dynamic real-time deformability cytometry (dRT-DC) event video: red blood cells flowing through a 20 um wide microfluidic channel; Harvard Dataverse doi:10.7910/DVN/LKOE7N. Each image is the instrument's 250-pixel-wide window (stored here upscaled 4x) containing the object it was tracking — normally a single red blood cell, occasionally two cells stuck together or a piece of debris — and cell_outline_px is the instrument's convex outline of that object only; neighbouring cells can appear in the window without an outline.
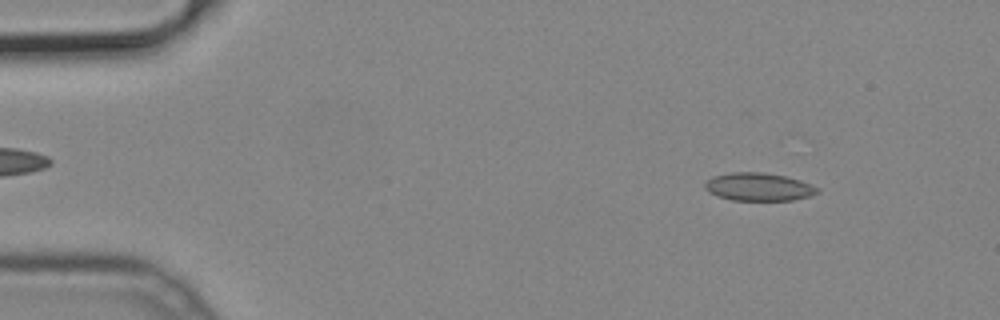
{"species": "common noctule bat (a hibernating species)", "species_latin": "Nyctalus noctula", "temperature_condition": "cold", "stored_images_in_passage": 20, "camera_frame_rate_fps": 3000, "um_per_image_px": 0.085, "animal": {"sex": "male", "body_mass_g": 19.2, "forearm_length_mm": 51.8}, "frame": {"image": 1, "passage_image": 6, "time_ms": 1.667, "image_size_px": [1000, 320], "cell_outline_px": [[820, 192], [808, 196], [792, 200], [732, 200], [716, 196], [708, 192], [704, 188], [704, 184], [712, 176], [732, 172], [764, 172], [784, 176], [800, 180], [820, 188]], "centroid_in_image_um": [64.46, 15.88], "position_along_channel_um": 20.5, "area_um2": 18.38}}
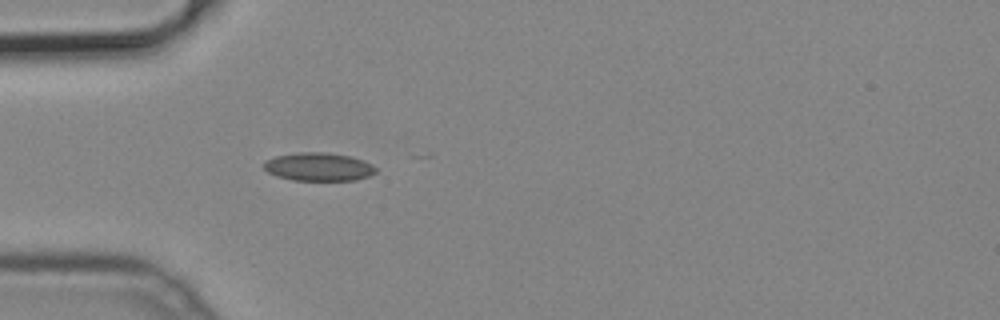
{"frame": {"image": 2, "passage_image": 15, "time_ms": 4.667, "image_size_px": [1000, 320], "cell_outline_px": [[376, 172], [368, 176], [356, 180], [292, 180], [276, 176], [268, 172], [264, 168], [264, 160], [276, 156], [300, 152], [324, 152], [352, 156], [364, 160], [372, 164], [376, 168]], "centroid_in_image_um": [27.09, 14.17], "position_along_channel_um": 57.9, "area_um2": 18.5}}
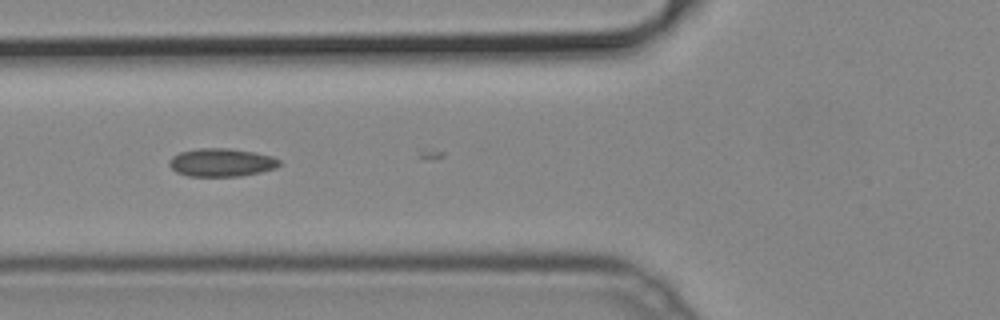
{"frame": {"image": 3, "passage_image": 19, "time_ms": 6.0, "image_size_px": [1000, 320], "cell_outline_px": [[280, 164], [276, 168], [260, 172], [240, 176], [188, 176], [176, 172], [168, 164], [168, 160], [172, 156], [180, 152], [196, 148], [228, 148], [256, 152], [272, 156], [280, 160]], "centroid_in_image_um": [18.81, 13.8], "position_along_channel_um": 107.0, "area_um2": 18.21}}